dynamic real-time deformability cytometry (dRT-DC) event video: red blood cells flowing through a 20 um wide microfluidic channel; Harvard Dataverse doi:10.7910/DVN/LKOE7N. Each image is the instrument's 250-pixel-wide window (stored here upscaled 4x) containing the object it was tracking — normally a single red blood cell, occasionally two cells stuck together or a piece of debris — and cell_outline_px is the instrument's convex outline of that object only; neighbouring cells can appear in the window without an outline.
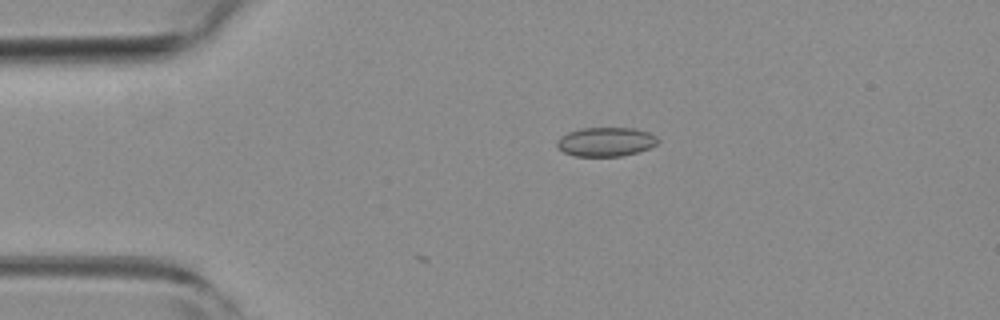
{"species": "common noctule bat (a hibernating species)", "species_latin": "Nyctalus noctula", "temperature_condition": "room temperature", "stored_images_in_passage": 4, "camera_frame_rate_fps": 3000, "um_per_image_px": 0.085, "animal": {"sex": "female", "body_mass_g": 19.3, "forearm_length_mm": 54.1}, "frame": {"image": 1, "passage_image": 2, "time_ms": 0.333, "image_size_px": [1000, 320], "cell_outline_px": [[660, 140], [656, 144], [648, 148], [636, 152], [620, 156], [572, 156], [556, 148], [556, 140], [568, 132], [580, 128], [632, 128], [648, 132], [656, 136]], "centroid_in_image_um": [51.45, 12.05], "position_along_channel_um": 33.6, "area_um2": 17.11}}
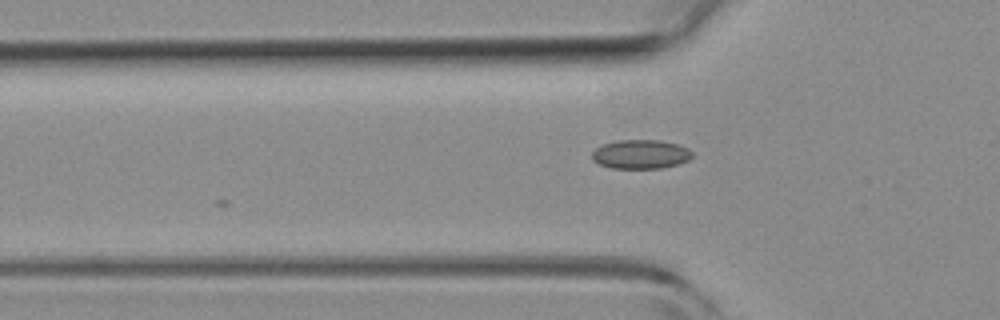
{"frame": {"image": 2, "passage_image": 4, "time_ms": 1.0, "image_size_px": [1000, 320], "cell_outline_px": [[692, 156], [688, 160], [680, 164], [660, 168], [612, 168], [600, 164], [592, 160], [592, 152], [596, 148], [604, 144], [616, 140], [660, 140], [680, 144], [688, 148], [692, 152]], "centroid_in_image_um": [54.48, 13.1], "position_along_channel_um": 71.3, "area_um2": 17.05}}